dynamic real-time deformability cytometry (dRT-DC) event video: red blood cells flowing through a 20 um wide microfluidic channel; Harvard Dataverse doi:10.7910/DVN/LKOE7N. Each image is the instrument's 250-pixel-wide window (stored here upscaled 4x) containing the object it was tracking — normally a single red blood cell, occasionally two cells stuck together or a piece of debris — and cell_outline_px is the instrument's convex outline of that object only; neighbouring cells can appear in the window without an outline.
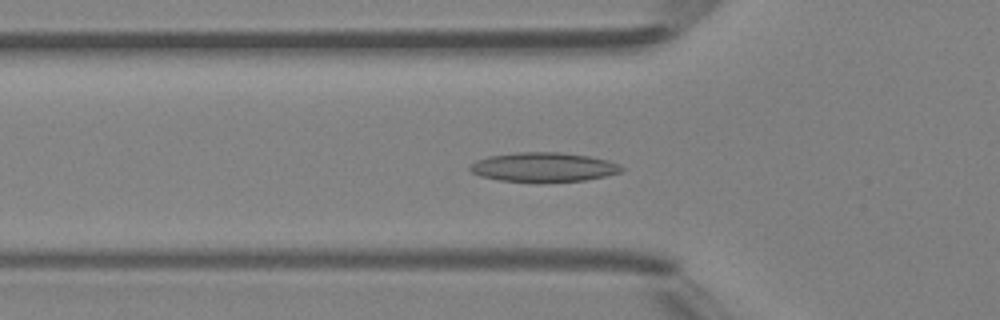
{"species": "Egyptian fruit bat (a non-hibernating species)", "species_latin": "Rousettus aegyptiacus", "temperature_condition": "room temperature", "stored_images_in_passage": 47, "camera_frame_rate_fps": 3000, "um_per_image_px": 0.085, "animal": {"sex": "female"}, "frame": {"image": 1, "passage_image": 16, "time_ms": 5.0, "image_size_px": [1000, 320], "cell_outline_px": [[624, 168], [620, 172], [604, 176], [584, 180], [540, 184], [500, 180], [480, 176], [472, 172], [468, 168], [476, 160], [488, 156], [516, 152], [560, 152], [588, 156], [608, 160], [620, 164]], "centroid_in_image_um": [46.19, 14.23], "position_along_channel_um": 79.6, "area_um2": 26.41}}
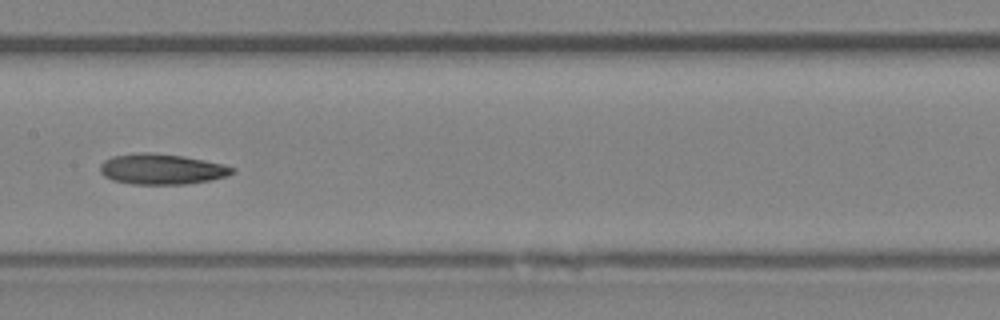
{"frame": {"image": 2, "passage_image": 24, "time_ms": 7.667, "image_size_px": [1000, 320], "cell_outline_px": [[236, 172], [228, 176], [208, 180], [184, 184], [132, 184], [112, 180], [104, 176], [100, 172], [100, 164], [104, 160], [112, 156], [136, 152], [148, 152], [184, 156], [224, 164], [236, 168]], "centroid_in_image_um": [13.74, 14.37], "position_along_channel_um": 193.7, "area_um2": 23.7}}
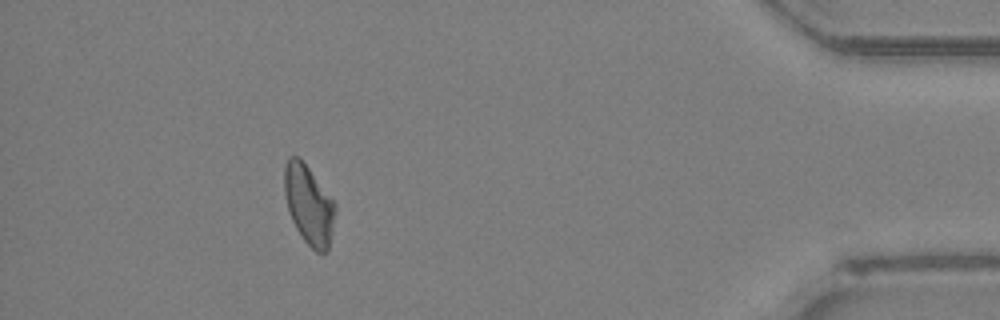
{"frame": {"image": 3, "passage_image": 43, "time_ms": 14.0, "image_size_px": [1000, 320], "cell_outline_px": [[336, 208], [332, 232], [328, 252], [316, 252], [304, 240], [296, 228], [292, 220], [288, 208], [284, 192], [284, 168], [288, 156], [300, 156], [336, 204]], "centroid_in_image_um": [26.25, 17.38], "position_along_channel_um": 409.0, "area_um2": 23.47}}